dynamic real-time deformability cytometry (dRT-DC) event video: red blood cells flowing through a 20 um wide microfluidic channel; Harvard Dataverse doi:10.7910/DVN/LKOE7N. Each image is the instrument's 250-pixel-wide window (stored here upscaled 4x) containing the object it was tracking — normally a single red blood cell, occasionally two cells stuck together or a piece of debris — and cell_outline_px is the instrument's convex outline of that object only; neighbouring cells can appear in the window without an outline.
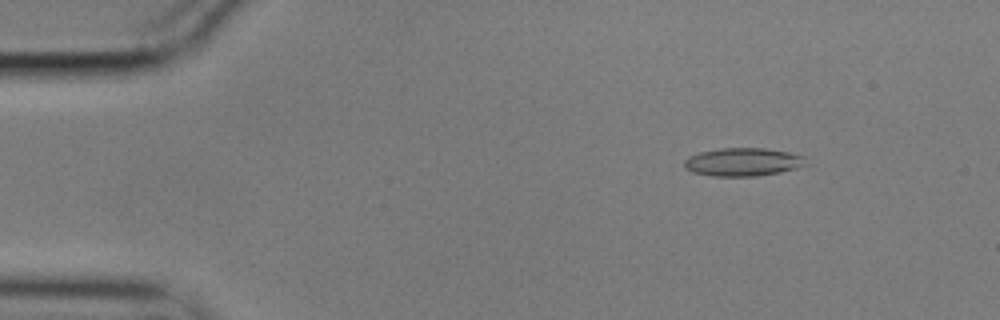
{"species": "common noctule bat (a hibernating species)", "species_latin": "Nyctalus noctula", "temperature_condition": "cold", "stored_images_in_passage": 46, "camera_frame_rate_fps": 3000, "um_per_image_px": 0.085, "animal": {"sex": "male", "body_mass_g": 17.9}, "frame": {"image": 1, "passage_image": 8, "time_ms": 2.333, "image_size_px": [1000, 320], "cell_outline_px": [[808, 164], [796, 168], [780, 172], [756, 176], [712, 176], [692, 172], [684, 168], [684, 160], [688, 156], [700, 152], [720, 148], [764, 148], [788, 152], [808, 156]], "centroid_in_image_um": [63.18, 13.76], "position_along_channel_um": 21.8, "area_um2": 20.23}}
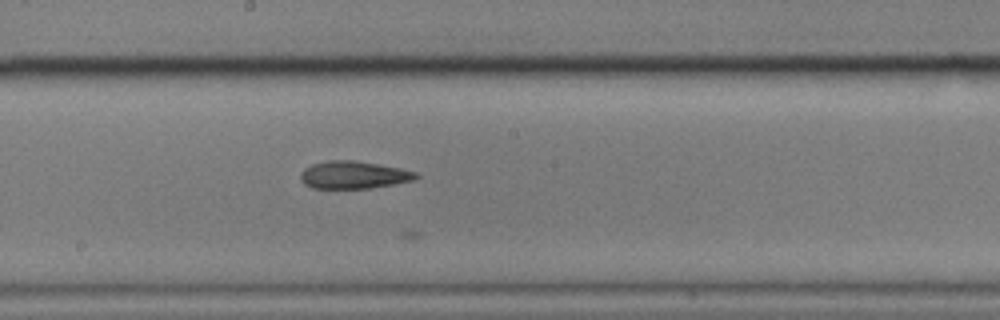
{"frame": {"image": 2, "passage_image": 31, "time_ms": 10.0, "image_size_px": [1000, 320], "cell_outline_px": [[420, 176], [412, 180], [392, 184], [368, 188], [312, 188], [304, 184], [300, 180], [300, 172], [304, 168], [312, 164], [328, 160], [352, 160], [400, 168], [416, 172]], "centroid_in_image_um": [30.0, 14.86], "position_along_channel_um": 218.2, "area_um2": 18.38}}
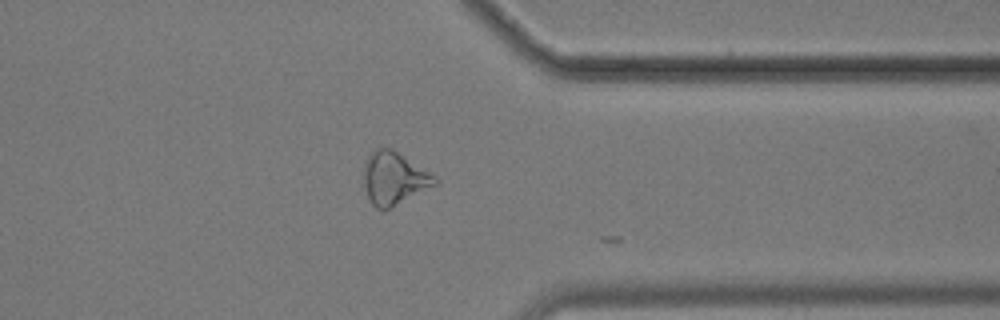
{"frame": {"image": 3, "passage_image": 45, "time_ms": 14.667, "image_size_px": [1000, 320], "cell_outline_px": [[440, 180], [436, 184], [388, 208], [376, 208], [372, 204], [368, 196], [364, 184], [364, 164], [368, 156], [376, 148], [392, 148]], "centroid_in_image_um": [33.46, 15.13], "position_along_channel_um": 377.9, "area_um2": 21.1}}